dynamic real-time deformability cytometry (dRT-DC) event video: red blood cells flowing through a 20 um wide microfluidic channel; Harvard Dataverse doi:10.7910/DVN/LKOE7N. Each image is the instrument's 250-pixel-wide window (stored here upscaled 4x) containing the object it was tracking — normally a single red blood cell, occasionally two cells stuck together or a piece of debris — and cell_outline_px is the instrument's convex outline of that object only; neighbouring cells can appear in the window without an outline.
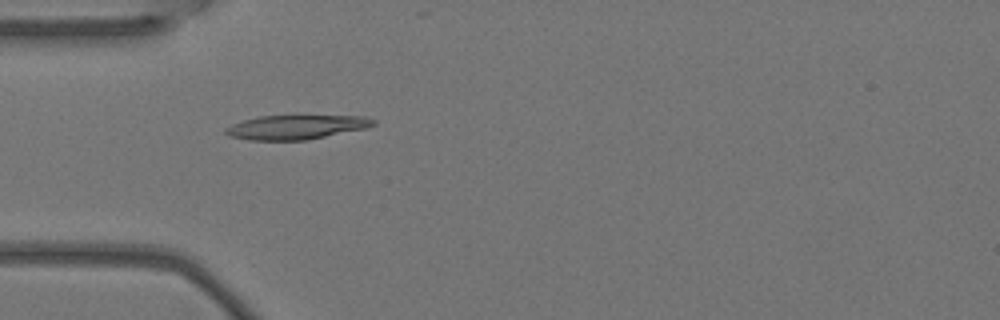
{"species": "Egyptian fruit bat (a non-hibernating species)", "species_latin": "Rousettus aegyptiacus", "temperature_condition": "warm", "stored_images_in_passage": 8, "camera_frame_rate_fps": 3000, "um_per_image_px": 0.085, "animal": {"sex": "female"}, "frame": {"image": 1, "passage_image": 5, "time_ms": 1.333, "image_size_px": [1000, 320], "cell_outline_px": [[376, 124], [368, 128], [308, 140], [248, 140], [228, 136], [224, 132], [224, 128], [232, 124], [244, 120], [260, 116], [364, 116], [376, 120]], "centroid_in_image_um": [25.18, 10.81], "position_along_channel_um": 59.8, "area_um2": 20.98}}
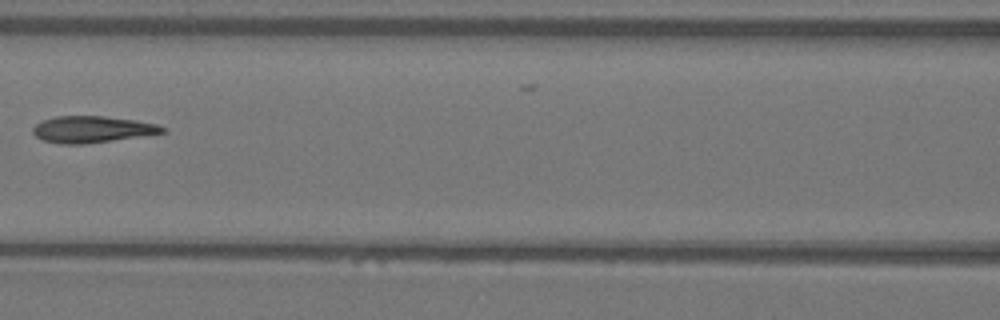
{"frame": {"image": 2, "passage_image": 7, "time_ms": 2.0, "image_size_px": [1000, 320], "cell_outline_px": [[168, 128], [164, 132], [112, 140], [84, 144], [60, 144], [44, 140], [36, 136], [32, 132], [32, 128], [36, 124], [44, 120], [56, 116], [104, 116], [136, 120], [156, 124]], "centroid_in_image_um": [7.81, 10.99], "position_along_channel_um": 158.8, "area_um2": 19.83}}
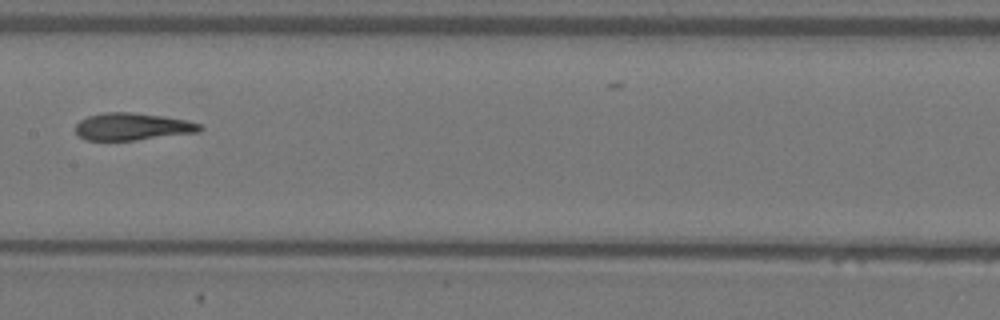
{"frame": {"image": 3, "passage_image": 8, "time_ms": 2.333, "image_size_px": [1000, 320], "cell_outline_px": [[204, 128], [200, 132], [136, 140], [84, 140], [76, 132], [76, 124], [80, 120], [88, 116], [104, 112], [128, 112], [164, 116], [188, 120], [200, 124]], "centroid_in_image_um": [11.28, 10.76], "position_along_channel_um": 196.1, "area_um2": 19.83}}